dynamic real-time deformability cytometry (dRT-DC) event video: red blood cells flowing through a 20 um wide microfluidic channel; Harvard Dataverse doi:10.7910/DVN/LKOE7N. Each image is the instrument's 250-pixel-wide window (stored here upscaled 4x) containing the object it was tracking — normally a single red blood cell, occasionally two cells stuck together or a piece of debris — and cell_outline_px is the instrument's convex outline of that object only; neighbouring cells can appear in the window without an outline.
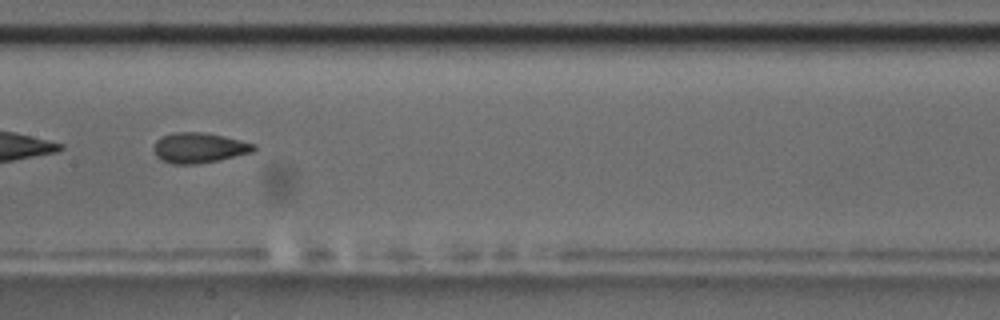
{"species": "common noctule bat (a hibernating species)", "species_latin": "Nyctalus noctula", "temperature_condition": "room temperature", "stored_images_in_passage": 6, "camera_frame_rate_fps": 3000, "um_per_image_px": 0.085, "animal": {"sex": "male", "body_mass_g": 17.5, "forearm_length_mm": 52.3}, "frame": {"image": 1, "passage_image": 4, "time_ms": 3.333, "image_size_px": [1000, 320], "cell_outline_px": [[256, 148], [252, 152], [220, 160], [196, 164], [172, 164], [160, 160], [156, 156], [152, 148], [156, 140], [172, 132], [204, 132], [224, 136], [256, 144]], "centroid_in_image_um": [16.9, 12.57], "position_along_channel_um": 190.5, "area_um2": 17.8}}